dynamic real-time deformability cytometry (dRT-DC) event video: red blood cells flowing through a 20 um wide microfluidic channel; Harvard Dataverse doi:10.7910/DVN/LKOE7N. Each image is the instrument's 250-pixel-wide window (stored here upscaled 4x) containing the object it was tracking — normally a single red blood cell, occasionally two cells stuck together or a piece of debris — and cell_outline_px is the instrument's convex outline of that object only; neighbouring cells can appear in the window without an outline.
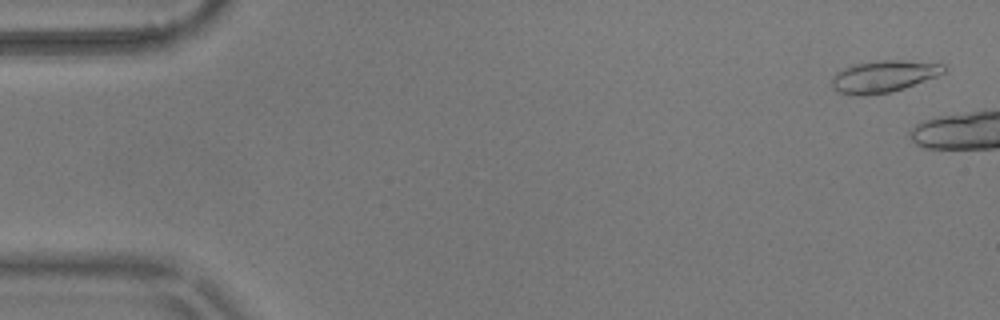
{"species": "common noctule bat (a hibernating species)", "species_latin": "Nyctalus noctula", "temperature_condition": "warm", "stored_images_in_passage": 8, "camera_frame_rate_fps": 3000, "um_per_image_px": 0.085, "animal": {"sex": "male", "body_mass_g": 17.9}, "frame": {"image": 1, "passage_image": 2, "time_ms": 0.333, "image_size_px": [1000, 320], "cell_outline_px": [[948, 68], [944, 72], [936, 76], [904, 88], [888, 92], [864, 96], [856, 96], [836, 92], [832, 88], [832, 76], [836, 72], [852, 64], [876, 60], [904, 60], [944, 64]], "centroid_in_image_um": [75.06, 6.49], "position_along_channel_um": 9.9, "area_um2": 20.98}}